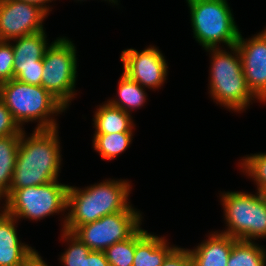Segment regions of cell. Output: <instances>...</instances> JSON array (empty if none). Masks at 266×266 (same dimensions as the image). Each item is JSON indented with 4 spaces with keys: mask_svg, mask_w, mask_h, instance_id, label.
<instances>
[{
    "mask_svg": "<svg viewBox=\"0 0 266 266\" xmlns=\"http://www.w3.org/2000/svg\"><path fill=\"white\" fill-rule=\"evenodd\" d=\"M26 134L23 130L20 136L9 190L44 185L59 177L62 155L58 128L34 129L30 137Z\"/></svg>",
    "mask_w": 266,
    "mask_h": 266,
    "instance_id": "1",
    "label": "cell"
},
{
    "mask_svg": "<svg viewBox=\"0 0 266 266\" xmlns=\"http://www.w3.org/2000/svg\"><path fill=\"white\" fill-rule=\"evenodd\" d=\"M131 186L129 181L122 179H107L84 189L69 185L68 213L63 218L62 230L72 232L76 227L94 222L105 215L137 211L128 200Z\"/></svg>",
    "mask_w": 266,
    "mask_h": 266,
    "instance_id": "2",
    "label": "cell"
},
{
    "mask_svg": "<svg viewBox=\"0 0 266 266\" xmlns=\"http://www.w3.org/2000/svg\"><path fill=\"white\" fill-rule=\"evenodd\" d=\"M229 49L231 52L222 47L205 49L212 55L209 94L222 107L243 112L257 98L247 86L237 46H230Z\"/></svg>",
    "mask_w": 266,
    "mask_h": 266,
    "instance_id": "3",
    "label": "cell"
},
{
    "mask_svg": "<svg viewBox=\"0 0 266 266\" xmlns=\"http://www.w3.org/2000/svg\"><path fill=\"white\" fill-rule=\"evenodd\" d=\"M0 99L21 128L25 122L34 121L38 123L34 129L58 128L53 116L66 110L43 86L31 85L15 78L0 84Z\"/></svg>",
    "mask_w": 266,
    "mask_h": 266,
    "instance_id": "4",
    "label": "cell"
},
{
    "mask_svg": "<svg viewBox=\"0 0 266 266\" xmlns=\"http://www.w3.org/2000/svg\"><path fill=\"white\" fill-rule=\"evenodd\" d=\"M195 40L204 47L236 45L240 30L227 0H186Z\"/></svg>",
    "mask_w": 266,
    "mask_h": 266,
    "instance_id": "5",
    "label": "cell"
},
{
    "mask_svg": "<svg viewBox=\"0 0 266 266\" xmlns=\"http://www.w3.org/2000/svg\"><path fill=\"white\" fill-rule=\"evenodd\" d=\"M226 230L220 231L232 238L254 241L266 238V195L246 192L221 194Z\"/></svg>",
    "mask_w": 266,
    "mask_h": 266,
    "instance_id": "6",
    "label": "cell"
},
{
    "mask_svg": "<svg viewBox=\"0 0 266 266\" xmlns=\"http://www.w3.org/2000/svg\"><path fill=\"white\" fill-rule=\"evenodd\" d=\"M68 188L69 185L55 180L40 186L9 190L2 209L17 221L21 218L40 221L55 213L66 212Z\"/></svg>",
    "mask_w": 266,
    "mask_h": 266,
    "instance_id": "7",
    "label": "cell"
},
{
    "mask_svg": "<svg viewBox=\"0 0 266 266\" xmlns=\"http://www.w3.org/2000/svg\"><path fill=\"white\" fill-rule=\"evenodd\" d=\"M74 43L58 37L45 52L41 86L54 96L66 109L73 97L77 78V55Z\"/></svg>",
    "mask_w": 266,
    "mask_h": 266,
    "instance_id": "8",
    "label": "cell"
},
{
    "mask_svg": "<svg viewBox=\"0 0 266 266\" xmlns=\"http://www.w3.org/2000/svg\"><path fill=\"white\" fill-rule=\"evenodd\" d=\"M140 211H120L76 227L71 233L90 250L105 251L128 239L142 224Z\"/></svg>",
    "mask_w": 266,
    "mask_h": 266,
    "instance_id": "9",
    "label": "cell"
},
{
    "mask_svg": "<svg viewBox=\"0 0 266 266\" xmlns=\"http://www.w3.org/2000/svg\"><path fill=\"white\" fill-rule=\"evenodd\" d=\"M157 48L150 45L142 51L133 48L123 50L120 55L123 73L144 88H161L166 81L168 65Z\"/></svg>",
    "mask_w": 266,
    "mask_h": 266,
    "instance_id": "10",
    "label": "cell"
},
{
    "mask_svg": "<svg viewBox=\"0 0 266 266\" xmlns=\"http://www.w3.org/2000/svg\"><path fill=\"white\" fill-rule=\"evenodd\" d=\"M48 14L39 6L19 0H0V40L11 41L45 31Z\"/></svg>",
    "mask_w": 266,
    "mask_h": 266,
    "instance_id": "11",
    "label": "cell"
},
{
    "mask_svg": "<svg viewBox=\"0 0 266 266\" xmlns=\"http://www.w3.org/2000/svg\"><path fill=\"white\" fill-rule=\"evenodd\" d=\"M45 31L12 39L14 78L31 85L41 86L43 58L51 45Z\"/></svg>",
    "mask_w": 266,
    "mask_h": 266,
    "instance_id": "12",
    "label": "cell"
},
{
    "mask_svg": "<svg viewBox=\"0 0 266 266\" xmlns=\"http://www.w3.org/2000/svg\"><path fill=\"white\" fill-rule=\"evenodd\" d=\"M236 46L242 60L247 86L260 102H266V28L252 38L240 32Z\"/></svg>",
    "mask_w": 266,
    "mask_h": 266,
    "instance_id": "13",
    "label": "cell"
},
{
    "mask_svg": "<svg viewBox=\"0 0 266 266\" xmlns=\"http://www.w3.org/2000/svg\"><path fill=\"white\" fill-rule=\"evenodd\" d=\"M0 266H23L27 257L35 250L21 243L17 235L15 217L0 210Z\"/></svg>",
    "mask_w": 266,
    "mask_h": 266,
    "instance_id": "14",
    "label": "cell"
},
{
    "mask_svg": "<svg viewBox=\"0 0 266 266\" xmlns=\"http://www.w3.org/2000/svg\"><path fill=\"white\" fill-rule=\"evenodd\" d=\"M237 239L221 232L209 234L208 239L194 249H188L192 266H227L233 243Z\"/></svg>",
    "mask_w": 266,
    "mask_h": 266,
    "instance_id": "15",
    "label": "cell"
},
{
    "mask_svg": "<svg viewBox=\"0 0 266 266\" xmlns=\"http://www.w3.org/2000/svg\"><path fill=\"white\" fill-rule=\"evenodd\" d=\"M165 237L148 233L139 227L135 231V254L132 266H162L167 255L176 247Z\"/></svg>",
    "mask_w": 266,
    "mask_h": 266,
    "instance_id": "16",
    "label": "cell"
},
{
    "mask_svg": "<svg viewBox=\"0 0 266 266\" xmlns=\"http://www.w3.org/2000/svg\"><path fill=\"white\" fill-rule=\"evenodd\" d=\"M94 134L133 132L134 123L131 114L111 105L108 101L97 107L94 114Z\"/></svg>",
    "mask_w": 266,
    "mask_h": 266,
    "instance_id": "17",
    "label": "cell"
},
{
    "mask_svg": "<svg viewBox=\"0 0 266 266\" xmlns=\"http://www.w3.org/2000/svg\"><path fill=\"white\" fill-rule=\"evenodd\" d=\"M20 136L10 135L0 137V200L5 199L9 194Z\"/></svg>",
    "mask_w": 266,
    "mask_h": 266,
    "instance_id": "18",
    "label": "cell"
},
{
    "mask_svg": "<svg viewBox=\"0 0 266 266\" xmlns=\"http://www.w3.org/2000/svg\"><path fill=\"white\" fill-rule=\"evenodd\" d=\"M145 88L139 83L132 81L124 73L118 82V98L109 99L108 102L126 113L139 109L146 102Z\"/></svg>",
    "mask_w": 266,
    "mask_h": 266,
    "instance_id": "19",
    "label": "cell"
},
{
    "mask_svg": "<svg viewBox=\"0 0 266 266\" xmlns=\"http://www.w3.org/2000/svg\"><path fill=\"white\" fill-rule=\"evenodd\" d=\"M227 266H266V249L254 241L237 239Z\"/></svg>",
    "mask_w": 266,
    "mask_h": 266,
    "instance_id": "20",
    "label": "cell"
},
{
    "mask_svg": "<svg viewBox=\"0 0 266 266\" xmlns=\"http://www.w3.org/2000/svg\"><path fill=\"white\" fill-rule=\"evenodd\" d=\"M133 132H119L111 134H94L93 148L102 159L113 160L127 150L132 142Z\"/></svg>",
    "mask_w": 266,
    "mask_h": 266,
    "instance_id": "21",
    "label": "cell"
},
{
    "mask_svg": "<svg viewBox=\"0 0 266 266\" xmlns=\"http://www.w3.org/2000/svg\"><path fill=\"white\" fill-rule=\"evenodd\" d=\"M246 156L240 162L243 173L255 181L257 191L266 195V153L261 152Z\"/></svg>",
    "mask_w": 266,
    "mask_h": 266,
    "instance_id": "22",
    "label": "cell"
},
{
    "mask_svg": "<svg viewBox=\"0 0 266 266\" xmlns=\"http://www.w3.org/2000/svg\"><path fill=\"white\" fill-rule=\"evenodd\" d=\"M104 253L110 266H132L135 254V232L128 239L108 247Z\"/></svg>",
    "mask_w": 266,
    "mask_h": 266,
    "instance_id": "23",
    "label": "cell"
},
{
    "mask_svg": "<svg viewBox=\"0 0 266 266\" xmlns=\"http://www.w3.org/2000/svg\"><path fill=\"white\" fill-rule=\"evenodd\" d=\"M61 231L63 241H67L70 244L61 255L60 262L64 266H84V258L88 256L91 250L71 232Z\"/></svg>",
    "mask_w": 266,
    "mask_h": 266,
    "instance_id": "24",
    "label": "cell"
},
{
    "mask_svg": "<svg viewBox=\"0 0 266 266\" xmlns=\"http://www.w3.org/2000/svg\"><path fill=\"white\" fill-rule=\"evenodd\" d=\"M13 60L12 43L0 40V84L14 78Z\"/></svg>",
    "mask_w": 266,
    "mask_h": 266,
    "instance_id": "25",
    "label": "cell"
},
{
    "mask_svg": "<svg viewBox=\"0 0 266 266\" xmlns=\"http://www.w3.org/2000/svg\"><path fill=\"white\" fill-rule=\"evenodd\" d=\"M23 130L0 99V137L21 135Z\"/></svg>",
    "mask_w": 266,
    "mask_h": 266,
    "instance_id": "26",
    "label": "cell"
},
{
    "mask_svg": "<svg viewBox=\"0 0 266 266\" xmlns=\"http://www.w3.org/2000/svg\"><path fill=\"white\" fill-rule=\"evenodd\" d=\"M162 266H192V259L188 249L176 246L165 258Z\"/></svg>",
    "mask_w": 266,
    "mask_h": 266,
    "instance_id": "27",
    "label": "cell"
},
{
    "mask_svg": "<svg viewBox=\"0 0 266 266\" xmlns=\"http://www.w3.org/2000/svg\"><path fill=\"white\" fill-rule=\"evenodd\" d=\"M84 266H110L104 251L91 250L84 258Z\"/></svg>",
    "mask_w": 266,
    "mask_h": 266,
    "instance_id": "28",
    "label": "cell"
},
{
    "mask_svg": "<svg viewBox=\"0 0 266 266\" xmlns=\"http://www.w3.org/2000/svg\"><path fill=\"white\" fill-rule=\"evenodd\" d=\"M23 266H48L40 254L34 250L26 259Z\"/></svg>",
    "mask_w": 266,
    "mask_h": 266,
    "instance_id": "29",
    "label": "cell"
},
{
    "mask_svg": "<svg viewBox=\"0 0 266 266\" xmlns=\"http://www.w3.org/2000/svg\"><path fill=\"white\" fill-rule=\"evenodd\" d=\"M19 1H24L27 3H31L34 5L39 6L41 9H43L47 14H50L49 12L51 11L49 5L47 3L52 2L53 0H19Z\"/></svg>",
    "mask_w": 266,
    "mask_h": 266,
    "instance_id": "30",
    "label": "cell"
},
{
    "mask_svg": "<svg viewBox=\"0 0 266 266\" xmlns=\"http://www.w3.org/2000/svg\"><path fill=\"white\" fill-rule=\"evenodd\" d=\"M78 1H83V0H78ZM104 1H109V2H111L112 4L114 3V4L118 5V4H117V3H118V0H104Z\"/></svg>",
    "mask_w": 266,
    "mask_h": 266,
    "instance_id": "31",
    "label": "cell"
}]
</instances>
